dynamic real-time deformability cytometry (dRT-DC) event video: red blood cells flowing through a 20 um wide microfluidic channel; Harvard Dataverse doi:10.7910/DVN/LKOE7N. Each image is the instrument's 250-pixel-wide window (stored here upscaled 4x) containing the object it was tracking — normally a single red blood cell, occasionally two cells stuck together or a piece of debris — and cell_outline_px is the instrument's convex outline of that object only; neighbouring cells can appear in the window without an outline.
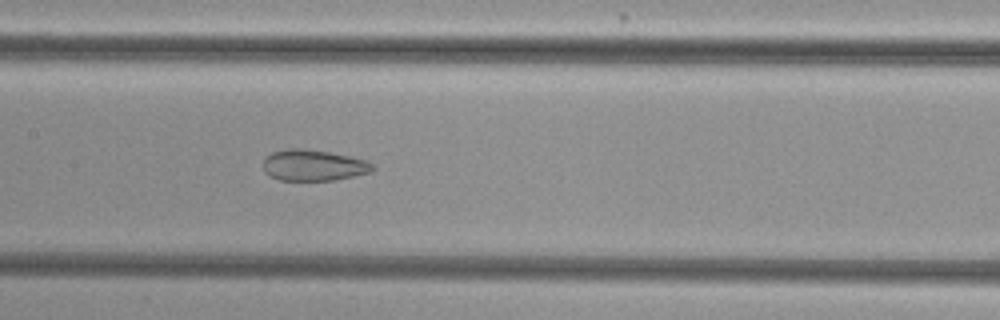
{"species": "common noctule bat (a hibernating species)", "species_latin": "Nyctalus noctula", "temperature_condition": "cold", "stored_images_in_passage": 33, "camera_frame_rate_fps": 3000, "um_per_image_px": 0.085, "animal": {"sex": "female", "body_mass_g": 29.2, "forearm_length_mm": 56.3}, "frame": {"image": 1, "passage_image": 10, "time_ms": 3.0, "image_size_px": [1000, 320], "cell_outline_px": [[376, 168], [372, 172], [332, 180], [280, 180], [268, 176], [264, 172], [264, 156], [272, 152], [288, 148], [300, 148], [328, 152], [368, 160]], "centroid_in_image_um": [26.62, 14.05], "position_along_channel_um": 180.8, "area_um2": 19.88}}
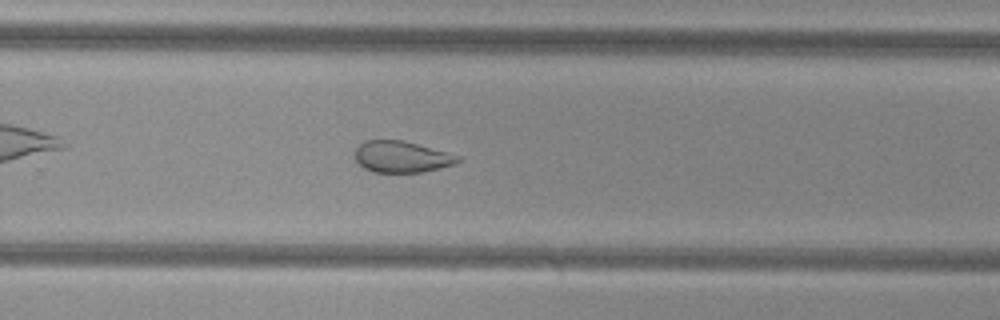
{"frame": {"image": 2, "passage_image": 19, "time_ms": 6.0, "image_size_px": [1000, 320], "cell_outline_px": [[460, 160], [456, 164], [424, 172], [372, 172], [364, 168], [356, 160], [356, 148], [364, 140], [404, 140], [448, 152], [460, 156]], "centroid_in_image_um": [34.16, 13.32], "position_along_channel_um": 295.6, "area_um2": 18.9}, "authors_computed_cell_mechanics": {"area_um2": 21.0392, "velocity_mm_per_s": 3.8481, "shape_relaxation_time_tau1_ms": null, "shape_relaxation_time_tau2_ms": 1.6711, "deformation_change_tau1": null, "deformation_change_tau2": 0.0906}}